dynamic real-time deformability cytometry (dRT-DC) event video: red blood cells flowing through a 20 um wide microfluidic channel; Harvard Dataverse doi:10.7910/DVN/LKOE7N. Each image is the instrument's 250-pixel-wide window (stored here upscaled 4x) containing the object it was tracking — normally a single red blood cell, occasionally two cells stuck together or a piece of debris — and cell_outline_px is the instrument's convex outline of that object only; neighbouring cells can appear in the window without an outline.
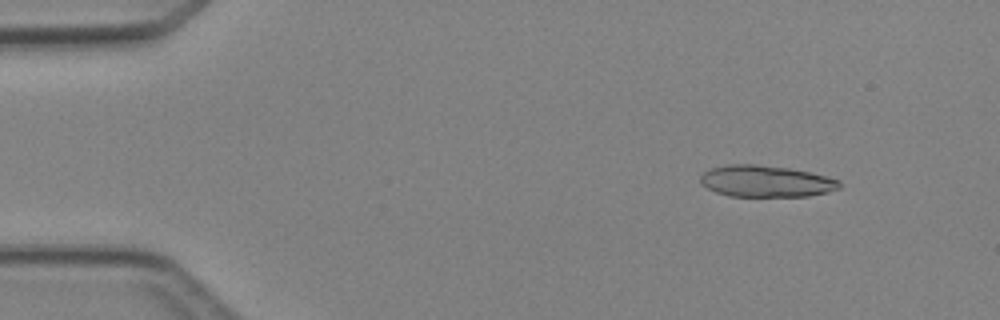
{"species": "Egyptian fruit bat (a non-hibernating species)", "species_latin": "Rousettus aegyptiacus", "temperature_condition": "cold", "stored_images_in_passage": 5, "camera_frame_rate_fps": 3000, "um_per_image_px": 0.085, "animal": {"sex": "female"}, "frame": {"image": 1, "passage_image": 2, "time_ms": 1.0, "image_size_px": [1000, 320], "cell_outline_px": [[840, 188], [828, 192], [808, 196], [728, 196], [716, 192], [700, 184], [700, 176], [704, 172], [712, 168], [728, 164], [756, 164], [788, 168], [808, 172], [840, 180]], "centroid_in_image_um": [65.08, 15.41], "position_along_channel_um": 19.9, "area_um2": 25.49}}
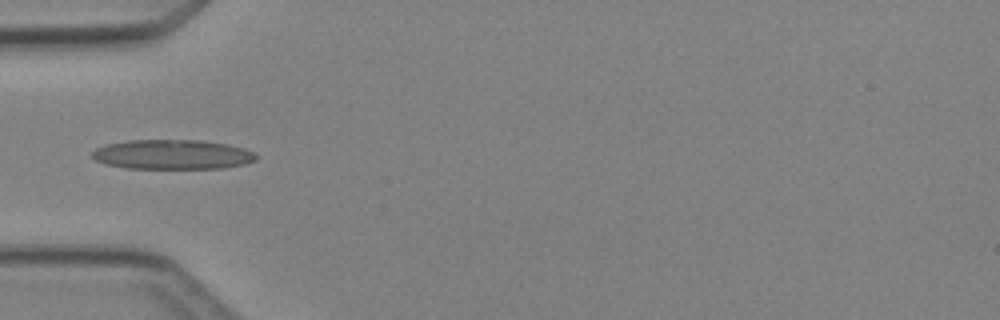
{"frame": {"image": 2, "passage_image": 4, "time_ms": 4.333, "image_size_px": [1000, 320], "cell_outline_px": [[256, 160], [244, 164], [224, 168], [124, 168], [104, 164], [96, 160], [92, 156], [92, 152], [96, 148], [108, 144], [128, 140], [200, 140], [228, 144], [244, 148], [256, 152]], "centroid_in_image_um": [14.67, 13.13], "position_along_channel_um": 70.3, "area_um2": 28.38}}
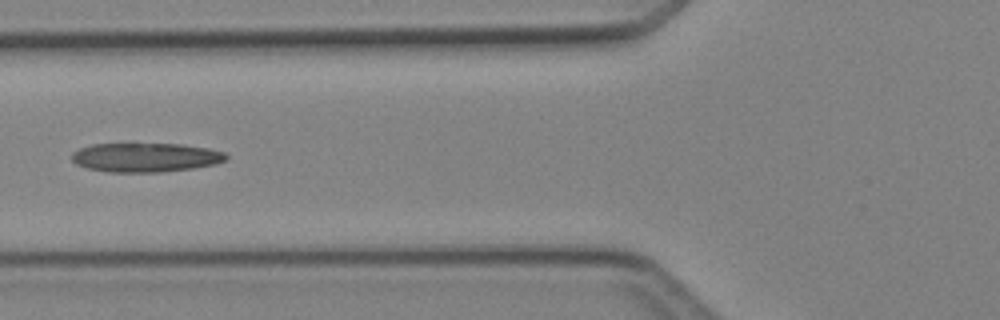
{"frame": {"image": 3, "passage_image": 5, "time_ms": 5.333, "image_size_px": [1000, 320], "cell_outline_px": [[228, 160], [216, 164], [192, 168], [160, 172], [108, 172], [88, 168], [76, 164], [72, 160], [72, 152], [80, 148], [92, 144], [184, 144], [208, 148], [224, 152], [228, 156]], "centroid_in_image_um": [12.4, 13.38], "position_along_channel_um": 113.4, "area_um2": 26.24}}